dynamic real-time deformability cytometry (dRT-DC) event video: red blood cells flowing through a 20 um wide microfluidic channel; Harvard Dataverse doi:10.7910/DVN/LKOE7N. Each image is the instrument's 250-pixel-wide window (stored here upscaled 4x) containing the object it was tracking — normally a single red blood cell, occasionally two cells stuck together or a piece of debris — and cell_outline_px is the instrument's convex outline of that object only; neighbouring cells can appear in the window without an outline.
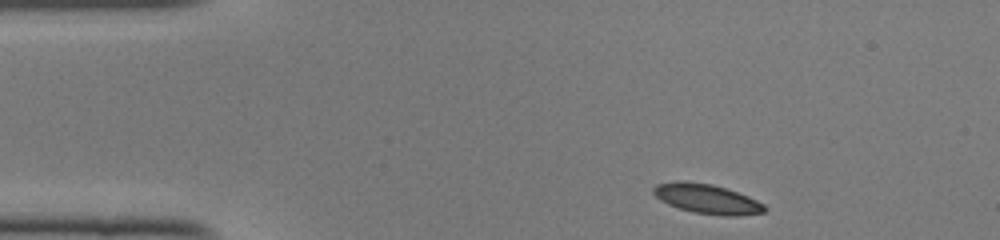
{"species": "common noctule bat (a hibernating species)", "species_latin": "Nyctalus noctula", "temperature_condition": "cold", "stored_images_in_passage": 44, "segment_of_instrument_passage": [1, 2], "camera_frame_rate_fps": 3000, "um_per_image_px": 0.085, "animal": {"sex": "female", "body_mass_g": 22.0, "forearm_length_mm": 56.7}, "frame": {"image": 1, "passage_image": 1, "time_ms": 0.0, "image_size_px": [1000, 240], "cell_outline_px": [[768, 208], [764, 212], [736, 216], [724, 216], [692, 212], [668, 204], [660, 200], [652, 192], [652, 188], [656, 184], [676, 180], [680, 180], [712, 184], [748, 196], [764, 204]], "centroid_in_image_um": [60.07, 16.9], "position_along_channel_um": 24.9, "area_um2": 19.19}}
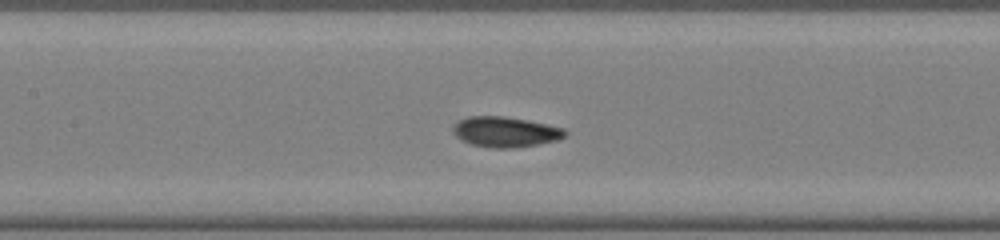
{"frame": {"image": 2, "passage_image": 16, "time_ms": 5.0, "image_size_px": [1000, 240], "cell_outline_px": [[568, 136], [556, 140], [536, 144], [512, 148], [492, 148], [472, 144], [456, 136], [452, 132], [452, 128], [460, 120], [468, 116], [504, 116], [528, 120], [564, 128], [568, 132]], "centroid_in_image_um": [42.98, 11.2], "position_along_channel_um": 164.4, "area_um2": 19.71}}
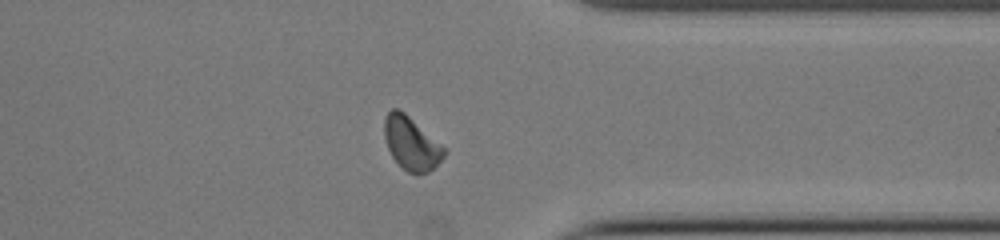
{"frame": {"image": 3, "passage_image": 32, "time_ms": 10.333, "image_size_px": [1000, 240], "cell_outline_px": [[448, 152], [428, 172], [408, 172], [392, 156], [388, 148], [384, 136], [384, 116], [392, 108], [400, 108], [444, 148]], "centroid_in_image_um": [34.92, 12.14], "position_along_channel_um": 376.5, "area_um2": 17.98}}